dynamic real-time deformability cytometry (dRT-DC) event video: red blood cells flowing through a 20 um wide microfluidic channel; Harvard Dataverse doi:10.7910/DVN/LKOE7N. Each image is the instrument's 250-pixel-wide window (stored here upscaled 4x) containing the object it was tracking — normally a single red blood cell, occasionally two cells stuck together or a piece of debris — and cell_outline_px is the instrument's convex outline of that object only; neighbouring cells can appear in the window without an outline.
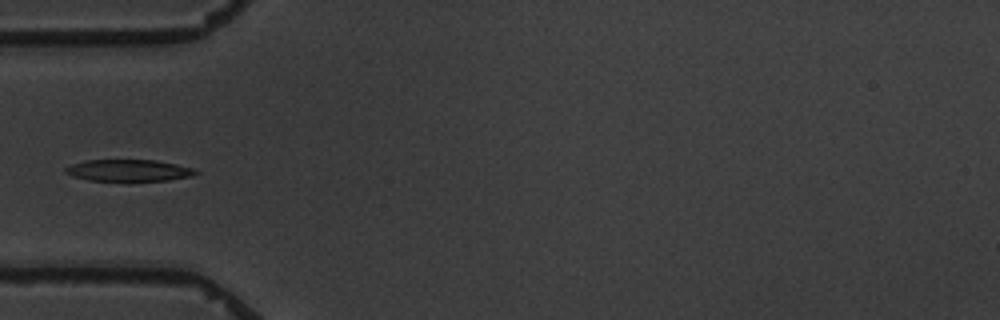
{"species": "common noctule bat (a hibernating species)", "species_latin": "Nyctalus noctula", "temperature_condition": "warm", "stored_images_in_passage": 5, "camera_frame_rate_fps": 3000, "um_per_image_px": 0.085, "animal": {"sex": "male", "body_mass_g": 19.5, "forearm_length_mm": 54.6}, "frame": {"image": 1, "passage_image": 5, "time_ms": 5.333, "image_size_px": [1000, 320], "cell_outline_px": [[200, 172], [192, 176], [168, 180], [88, 180], [72, 176], [64, 172], [64, 168], [72, 164], [88, 160], [156, 160], [196, 168]], "centroid_in_image_um": [10.97, 14.47], "position_along_channel_um": 74.0, "area_um2": 16.36}}